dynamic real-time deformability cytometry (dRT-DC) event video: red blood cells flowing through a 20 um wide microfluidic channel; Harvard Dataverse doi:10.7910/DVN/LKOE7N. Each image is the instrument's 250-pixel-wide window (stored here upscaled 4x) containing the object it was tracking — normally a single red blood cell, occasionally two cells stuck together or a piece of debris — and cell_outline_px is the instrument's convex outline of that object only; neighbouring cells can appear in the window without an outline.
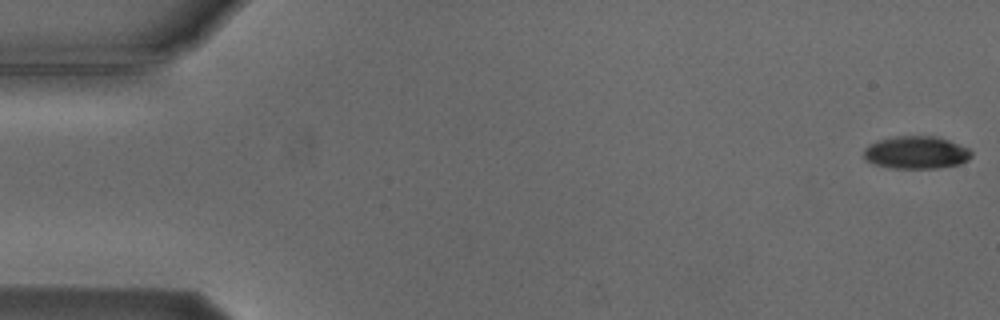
{"species": "Egyptian fruit bat (a non-hibernating species)", "species_latin": "Rousettus aegyptiacus", "temperature_condition": "cold", "stored_images_in_passage": 6, "camera_frame_rate_fps": 3000, "um_per_image_px": 0.085, "animal": {"sex": "male"}, "frame": {"image": 1, "passage_image": 1, "time_ms": 0.0, "image_size_px": [1000, 320], "cell_outline_px": [[972, 156], [968, 160], [960, 164], [936, 168], [896, 168], [876, 164], [864, 160], [864, 148], [868, 144], [880, 140], [896, 136], [936, 136], [948, 140], [968, 148], [972, 152]], "centroid_in_image_um": [77.88, 12.96], "position_along_channel_um": 7.1, "area_um2": 20.4}}
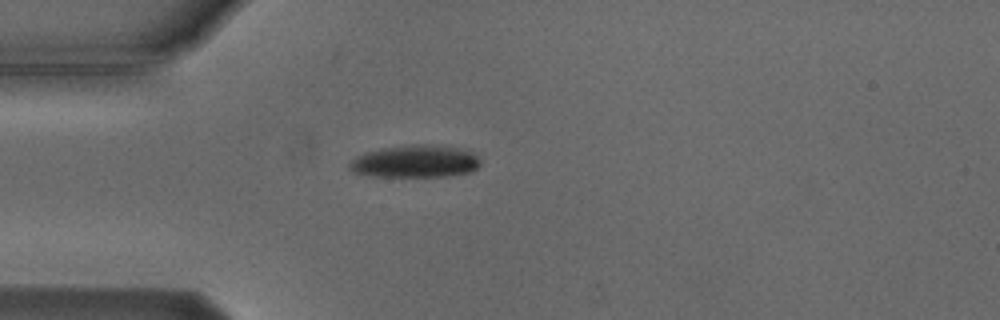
{"frame": {"image": 2, "passage_image": 5, "time_ms": 4.667, "image_size_px": [1000, 320], "cell_outline_px": [[480, 164], [472, 172], [448, 176], [372, 176], [352, 172], [348, 168], [348, 164], [356, 156], [364, 152], [384, 148], [412, 144], [424, 144], [456, 148], [472, 152], [480, 160]], "centroid_in_image_um": [35.26, 13.73], "position_along_channel_um": 49.7, "area_um2": 24.62}}